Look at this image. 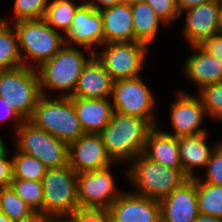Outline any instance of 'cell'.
Segmentation results:
<instances>
[{
  "mask_svg": "<svg viewBox=\"0 0 222 222\" xmlns=\"http://www.w3.org/2000/svg\"><path fill=\"white\" fill-rule=\"evenodd\" d=\"M152 128L146 119L114 111L100 135L107 154L120 164L144 152L147 135Z\"/></svg>",
  "mask_w": 222,
  "mask_h": 222,
  "instance_id": "obj_1",
  "label": "cell"
},
{
  "mask_svg": "<svg viewBox=\"0 0 222 222\" xmlns=\"http://www.w3.org/2000/svg\"><path fill=\"white\" fill-rule=\"evenodd\" d=\"M84 55L85 51L65 44L53 58L37 67L41 94L49 96L48 89L61 91V97L72 96L84 66L94 56Z\"/></svg>",
  "mask_w": 222,
  "mask_h": 222,
  "instance_id": "obj_2",
  "label": "cell"
},
{
  "mask_svg": "<svg viewBox=\"0 0 222 222\" xmlns=\"http://www.w3.org/2000/svg\"><path fill=\"white\" fill-rule=\"evenodd\" d=\"M41 182L44 214L52 219H71L81 213L77 198V173L70 165L47 168Z\"/></svg>",
  "mask_w": 222,
  "mask_h": 222,
  "instance_id": "obj_3",
  "label": "cell"
},
{
  "mask_svg": "<svg viewBox=\"0 0 222 222\" xmlns=\"http://www.w3.org/2000/svg\"><path fill=\"white\" fill-rule=\"evenodd\" d=\"M131 162L126 176L135 186V194L161 200L189 179L182 169H172L156 163L143 153Z\"/></svg>",
  "mask_w": 222,
  "mask_h": 222,
  "instance_id": "obj_4",
  "label": "cell"
},
{
  "mask_svg": "<svg viewBox=\"0 0 222 222\" xmlns=\"http://www.w3.org/2000/svg\"><path fill=\"white\" fill-rule=\"evenodd\" d=\"M68 145L84 135L70 97L41 96L29 120Z\"/></svg>",
  "mask_w": 222,
  "mask_h": 222,
  "instance_id": "obj_5",
  "label": "cell"
},
{
  "mask_svg": "<svg viewBox=\"0 0 222 222\" xmlns=\"http://www.w3.org/2000/svg\"><path fill=\"white\" fill-rule=\"evenodd\" d=\"M12 26L17 33L19 52L24 66L31 67L27 62L31 59L39 67L53 58L65 45L64 35L49 26L43 18L18 20Z\"/></svg>",
  "mask_w": 222,
  "mask_h": 222,
  "instance_id": "obj_6",
  "label": "cell"
},
{
  "mask_svg": "<svg viewBox=\"0 0 222 222\" xmlns=\"http://www.w3.org/2000/svg\"><path fill=\"white\" fill-rule=\"evenodd\" d=\"M35 67L21 65L0 71V97L24 120H30L42 96Z\"/></svg>",
  "mask_w": 222,
  "mask_h": 222,
  "instance_id": "obj_7",
  "label": "cell"
},
{
  "mask_svg": "<svg viewBox=\"0 0 222 222\" xmlns=\"http://www.w3.org/2000/svg\"><path fill=\"white\" fill-rule=\"evenodd\" d=\"M15 149L40 160L47 168L69 165L68 144L36 127L29 120L16 130Z\"/></svg>",
  "mask_w": 222,
  "mask_h": 222,
  "instance_id": "obj_8",
  "label": "cell"
},
{
  "mask_svg": "<svg viewBox=\"0 0 222 222\" xmlns=\"http://www.w3.org/2000/svg\"><path fill=\"white\" fill-rule=\"evenodd\" d=\"M113 111L146 119L153 127L157 125L156 99L140 76L114 81L112 88Z\"/></svg>",
  "mask_w": 222,
  "mask_h": 222,
  "instance_id": "obj_9",
  "label": "cell"
},
{
  "mask_svg": "<svg viewBox=\"0 0 222 222\" xmlns=\"http://www.w3.org/2000/svg\"><path fill=\"white\" fill-rule=\"evenodd\" d=\"M103 51H94L96 58L114 81L140 76L149 46L140 41L102 44Z\"/></svg>",
  "mask_w": 222,
  "mask_h": 222,
  "instance_id": "obj_10",
  "label": "cell"
},
{
  "mask_svg": "<svg viewBox=\"0 0 222 222\" xmlns=\"http://www.w3.org/2000/svg\"><path fill=\"white\" fill-rule=\"evenodd\" d=\"M110 167L77 174V198L81 212L106 211L121 195Z\"/></svg>",
  "mask_w": 222,
  "mask_h": 222,
  "instance_id": "obj_11",
  "label": "cell"
},
{
  "mask_svg": "<svg viewBox=\"0 0 222 222\" xmlns=\"http://www.w3.org/2000/svg\"><path fill=\"white\" fill-rule=\"evenodd\" d=\"M176 97L170 106V120L174 132H163L175 137L207 132L200 128L207 114L199 95L192 96L180 89L177 90Z\"/></svg>",
  "mask_w": 222,
  "mask_h": 222,
  "instance_id": "obj_12",
  "label": "cell"
},
{
  "mask_svg": "<svg viewBox=\"0 0 222 222\" xmlns=\"http://www.w3.org/2000/svg\"><path fill=\"white\" fill-rule=\"evenodd\" d=\"M69 165L75 172L101 170L117 164L107 154L100 134H84L68 145Z\"/></svg>",
  "mask_w": 222,
  "mask_h": 222,
  "instance_id": "obj_13",
  "label": "cell"
},
{
  "mask_svg": "<svg viewBox=\"0 0 222 222\" xmlns=\"http://www.w3.org/2000/svg\"><path fill=\"white\" fill-rule=\"evenodd\" d=\"M65 36L64 44L73 46L71 43H74L80 49L81 47L87 49V54H94L95 50L92 52L89 50L103 44V23L100 11L82 2Z\"/></svg>",
  "mask_w": 222,
  "mask_h": 222,
  "instance_id": "obj_14",
  "label": "cell"
},
{
  "mask_svg": "<svg viewBox=\"0 0 222 222\" xmlns=\"http://www.w3.org/2000/svg\"><path fill=\"white\" fill-rule=\"evenodd\" d=\"M112 222H161L159 200L122 192L105 211Z\"/></svg>",
  "mask_w": 222,
  "mask_h": 222,
  "instance_id": "obj_15",
  "label": "cell"
},
{
  "mask_svg": "<svg viewBox=\"0 0 222 222\" xmlns=\"http://www.w3.org/2000/svg\"><path fill=\"white\" fill-rule=\"evenodd\" d=\"M161 222H194L199 213L197 177L188 179L159 200Z\"/></svg>",
  "mask_w": 222,
  "mask_h": 222,
  "instance_id": "obj_16",
  "label": "cell"
},
{
  "mask_svg": "<svg viewBox=\"0 0 222 222\" xmlns=\"http://www.w3.org/2000/svg\"><path fill=\"white\" fill-rule=\"evenodd\" d=\"M184 36L190 46L201 45L205 40L220 33L218 0L200 4L185 10Z\"/></svg>",
  "mask_w": 222,
  "mask_h": 222,
  "instance_id": "obj_17",
  "label": "cell"
},
{
  "mask_svg": "<svg viewBox=\"0 0 222 222\" xmlns=\"http://www.w3.org/2000/svg\"><path fill=\"white\" fill-rule=\"evenodd\" d=\"M114 80L94 55L84 66L72 96L88 99L110 98Z\"/></svg>",
  "mask_w": 222,
  "mask_h": 222,
  "instance_id": "obj_18",
  "label": "cell"
},
{
  "mask_svg": "<svg viewBox=\"0 0 222 222\" xmlns=\"http://www.w3.org/2000/svg\"><path fill=\"white\" fill-rule=\"evenodd\" d=\"M103 23V44L113 42H133L132 10L130 3H119L100 10Z\"/></svg>",
  "mask_w": 222,
  "mask_h": 222,
  "instance_id": "obj_19",
  "label": "cell"
},
{
  "mask_svg": "<svg viewBox=\"0 0 222 222\" xmlns=\"http://www.w3.org/2000/svg\"><path fill=\"white\" fill-rule=\"evenodd\" d=\"M77 118L86 134H100L113 114L111 98L88 99L70 97Z\"/></svg>",
  "mask_w": 222,
  "mask_h": 222,
  "instance_id": "obj_20",
  "label": "cell"
},
{
  "mask_svg": "<svg viewBox=\"0 0 222 222\" xmlns=\"http://www.w3.org/2000/svg\"><path fill=\"white\" fill-rule=\"evenodd\" d=\"M195 49L184 65L185 75L197 85L199 91L209 84L222 82V63L210 55L200 45L191 46Z\"/></svg>",
  "mask_w": 222,
  "mask_h": 222,
  "instance_id": "obj_21",
  "label": "cell"
},
{
  "mask_svg": "<svg viewBox=\"0 0 222 222\" xmlns=\"http://www.w3.org/2000/svg\"><path fill=\"white\" fill-rule=\"evenodd\" d=\"M160 130L156 126L148 132L143 154L156 163L172 169H182L178 137Z\"/></svg>",
  "mask_w": 222,
  "mask_h": 222,
  "instance_id": "obj_22",
  "label": "cell"
},
{
  "mask_svg": "<svg viewBox=\"0 0 222 222\" xmlns=\"http://www.w3.org/2000/svg\"><path fill=\"white\" fill-rule=\"evenodd\" d=\"M206 137L207 132L178 137L180 163L184 174L190 179L196 177L194 167H206L215 148L207 145Z\"/></svg>",
  "mask_w": 222,
  "mask_h": 222,
  "instance_id": "obj_23",
  "label": "cell"
},
{
  "mask_svg": "<svg viewBox=\"0 0 222 222\" xmlns=\"http://www.w3.org/2000/svg\"><path fill=\"white\" fill-rule=\"evenodd\" d=\"M132 10L134 38L148 46L156 37L159 24L166 23L155 13L145 0L130 3Z\"/></svg>",
  "mask_w": 222,
  "mask_h": 222,
  "instance_id": "obj_24",
  "label": "cell"
},
{
  "mask_svg": "<svg viewBox=\"0 0 222 222\" xmlns=\"http://www.w3.org/2000/svg\"><path fill=\"white\" fill-rule=\"evenodd\" d=\"M6 20V21H5ZM13 22L0 17V71L23 65Z\"/></svg>",
  "mask_w": 222,
  "mask_h": 222,
  "instance_id": "obj_25",
  "label": "cell"
},
{
  "mask_svg": "<svg viewBox=\"0 0 222 222\" xmlns=\"http://www.w3.org/2000/svg\"><path fill=\"white\" fill-rule=\"evenodd\" d=\"M81 5L82 3L77 4L71 0H49L43 19L54 30H63L66 33Z\"/></svg>",
  "mask_w": 222,
  "mask_h": 222,
  "instance_id": "obj_26",
  "label": "cell"
},
{
  "mask_svg": "<svg viewBox=\"0 0 222 222\" xmlns=\"http://www.w3.org/2000/svg\"><path fill=\"white\" fill-rule=\"evenodd\" d=\"M199 213L222 218V186L197 181Z\"/></svg>",
  "mask_w": 222,
  "mask_h": 222,
  "instance_id": "obj_27",
  "label": "cell"
},
{
  "mask_svg": "<svg viewBox=\"0 0 222 222\" xmlns=\"http://www.w3.org/2000/svg\"><path fill=\"white\" fill-rule=\"evenodd\" d=\"M13 179L41 181L47 167L36 157L18 150L12 156Z\"/></svg>",
  "mask_w": 222,
  "mask_h": 222,
  "instance_id": "obj_28",
  "label": "cell"
},
{
  "mask_svg": "<svg viewBox=\"0 0 222 222\" xmlns=\"http://www.w3.org/2000/svg\"><path fill=\"white\" fill-rule=\"evenodd\" d=\"M0 212L14 222L28 216L33 210L9 186L0 188Z\"/></svg>",
  "mask_w": 222,
  "mask_h": 222,
  "instance_id": "obj_29",
  "label": "cell"
},
{
  "mask_svg": "<svg viewBox=\"0 0 222 222\" xmlns=\"http://www.w3.org/2000/svg\"><path fill=\"white\" fill-rule=\"evenodd\" d=\"M10 186L33 211L42 212L43 188L41 181L13 179Z\"/></svg>",
  "mask_w": 222,
  "mask_h": 222,
  "instance_id": "obj_30",
  "label": "cell"
},
{
  "mask_svg": "<svg viewBox=\"0 0 222 222\" xmlns=\"http://www.w3.org/2000/svg\"><path fill=\"white\" fill-rule=\"evenodd\" d=\"M206 114L209 117L222 120V82L209 84L199 91Z\"/></svg>",
  "mask_w": 222,
  "mask_h": 222,
  "instance_id": "obj_31",
  "label": "cell"
},
{
  "mask_svg": "<svg viewBox=\"0 0 222 222\" xmlns=\"http://www.w3.org/2000/svg\"><path fill=\"white\" fill-rule=\"evenodd\" d=\"M48 1L49 0H15L14 19L12 21L44 18Z\"/></svg>",
  "mask_w": 222,
  "mask_h": 222,
  "instance_id": "obj_32",
  "label": "cell"
},
{
  "mask_svg": "<svg viewBox=\"0 0 222 222\" xmlns=\"http://www.w3.org/2000/svg\"><path fill=\"white\" fill-rule=\"evenodd\" d=\"M205 169L204 179L202 180L198 176L197 181L222 186V141L215 146Z\"/></svg>",
  "mask_w": 222,
  "mask_h": 222,
  "instance_id": "obj_33",
  "label": "cell"
},
{
  "mask_svg": "<svg viewBox=\"0 0 222 222\" xmlns=\"http://www.w3.org/2000/svg\"><path fill=\"white\" fill-rule=\"evenodd\" d=\"M155 13L166 23L175 21L181 16L176 0H145Z\"/></svg>",
  "mask_w": 222,
  "mask_h": 222,
  "instance_id": "obj_34",
  "label": "cell"
},
{
  "mask_svg": "<svg viewBox=\"0 0 222 222\" xmlns=\"http://www.w3.org/2000/svg\"><path fill=\"white\" fill-rule=\"evenodd\" d=\"M13 180V159L9 160L8 151L0 157V188L9 187Z\"/></svg>",
  "mask_w": 222,
  "mask_h": 222,
  "instance_id": "obj_35",
  "label": "cell"
},
{
  "mask_svg": "<svg viewBox=\"0 0 222 222\" xmlns=\"http://www.w3.org/2000/svg\"><path fill=\"white\" fill-rule=\"evenodd\" d=\"M210 55L215 56L222 63V33L213 35L200 45Z\"/></svg>",
  "mask_w": 222,
  "mask_h": 222,
  "instance_id": "obj_36",
  "label": "cell"
},
{
  "mask_svg": "<svg viewBox=\"0 0 222 222\" xmlns=\"http://www.w3.org/2000/svg\"><path fill=\"white\" fill-rule=\"evenodd\" d=\"M73 222H112L110 216L105 211L81 212L71 218Z\"/></svg>",
  "mask_w": 222,
  "mask_h": 222,
  "instance_id": "obj_37",
  "label": "cell"
},
{
  "mask_svg": "<svg viewBox=\"0 0 222 222\" xmlns=\"http://www.w3.org/2000/svg\"><path fill=\"white\" fill-rule=\"evenodd\" d=\"M9 117L15 121L16 129L24 122L16 111L5 102V99L0 97V123H3Z\"/></svg>",
  "mask_w": 222,
  "mask_h": 222,
  "instance_id": "obj_38",
  "label": "cell"
},
{
  "mask_svg": "<svg viewBox=\"0 0 222 222\" xmlns=\"http://www.w3.org/2000/svg\"><path fill=\"white\" fill-rule=\"evenodd\" d=\"M53 219L40 211H33L28 216L14 222H52Z\"/></svg>",
  "mask_w": 222,
  "mask_h": 222,
  "instance_id": "obj_39",
  "label": "cell"
},
{
  "mask_svg": "<svg viewBox=\"0 0 222 222\" xmlns=\"http://www.w3.org/2000/svg\"><path fill=\"white\" fill-rule=\"evenodd\" d=\"M85 3L89 6H92L94 9L100 11L102 9L112 7V6L122 3V2L120 0H90L88 2L86 1ZM100 4H101V6H100Z\"/></svg>",
  "mask_w": 222,
  "mask_h": 222,
  "instance_id": "obj_40",
  "label": "cell"
},
{
  "mask_svg": "<svg viewBox=\"0 0 222 222\" xmlns=\"http://www.w3.org/2000/svg\"><path fill=\"white\" fill-rule=\"evenodd\" d=\"M176 1H177L178 10L181 14L183 13V11L187 9L198 6L200 4L210 2L212 0H176Z\"/></svg>",
  "mask_w": 222,
  "mask_h": 222,
  "instance_id": "obj_41",
  "label": "cell"
},
{
  "mask_svg": "<svg viewBox=\"0 0 222 222\" xmlns=\"http://www.w3.org/2000/svg\"><path fill=\"white\" fill-rule=\"evenodd\" d=\"M194 222H222V218L199 214Z\"/></svg>",
  "mask_w": 222,
  "mask_h": 222,
  "instance_id": "obj_42",
  "label": "cell"
},
{
  "mask_svg": "<svg viewBox=\"0 0 222 222\" xmlns=\"http://www.w3.org/2000/svg\"><path fill=\"white\" fill-rule=\"evenodd\" d=\"M219 30L222 33V1H218Z\"/></svg>",
  "mask_w": 222,
  "mask_h": 222,
  "instance_id": "obj_43",
  "label": "cell"
},
{
  "mask_svg": "<svg viewBox=\"0 0 222 222\" xmlns=\"http://www.w3.org/2000/svg\"><path fill=\"white\" fill-rule=\"evenodd\" d=\"M8 151L7 146L4 144L3 139L0 136V157Z\"/></svg>",
  "mask_w": 222,
  "mask_h": 222,
  "instance_id": "obj_44",
  "label": "cell"
},
{
  "mask_svg": "<svg viewBox=\"0 0 222 222\" xmlns=\"http://www.w3.org/2000/svg\"><path fill=\"white\" fill-rule=\"evenodd\" d=\"M0 222H13L6 214L0 212Z\"/></svg>",
  "mask_w": 222,
  "mask_h": 222,
  "instance_id": "obj_45",
  "label": "cell"
},
{
  "mask_svg": "<svg viewBox=\"0 0 222 222\" xmlns=\"http://www.w3.org/2000/svg\"><path fill=\"white\" fill-rule=\"evenodd\" d=\"M52 222H73L71 219H53Z\"/></svg>",
  "mask_w": 222,
  "mask_h": 222,
  "instance_id": "obj_46",
  "label": "cell"
},
{
  "mask_svg": "<svg viewBox=\"0 0 222 222\" xmlns=\"http://www.w3.org/2000/svg\"><path fill=\"white\" fill-rule=\"evenodd\" d=\"M120 1L123 3H131V2H134L135 0H120Z\"/></svg>",
  "mask_w": 222,
  "mask_h": 222,
  "instance_id": "obj_47",
  "label": "cell"
}]
</instances>
